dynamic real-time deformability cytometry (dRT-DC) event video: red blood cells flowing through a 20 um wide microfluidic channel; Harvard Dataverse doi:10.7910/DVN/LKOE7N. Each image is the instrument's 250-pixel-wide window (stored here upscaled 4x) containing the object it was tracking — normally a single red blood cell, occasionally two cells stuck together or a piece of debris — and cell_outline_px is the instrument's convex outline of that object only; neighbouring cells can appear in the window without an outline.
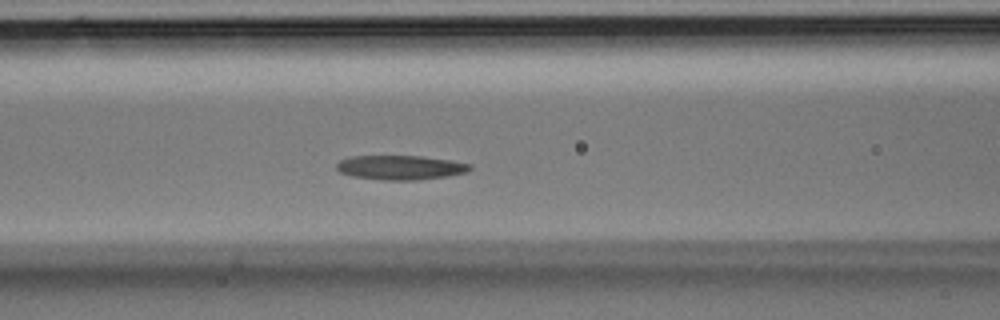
{"species": "Egyptian fruit bat (a non-hibernating species)", "species_latin": "Rousettus aegyptiacus", "temperature_condition": "room temperature", "stored_images_in_passage": 33, "camera_frame_rate_fps": 3000, "um_per_image_px": 0.085, "animal": {"sex": "male"}, "frame": {"image": 1, "passage_image": 10, "time_ms": 3.0, "image_size_px": [1000, 320], "cell_outline_px": [[472, 168], [468, 172], [448, 176], [416, 180], [384, 180], [352, 176], [340, 172], [336, 168], [336, 164], [340, 160], [352, 156], [424, 156], [452, 160], [472, 164]], "centroid_in_image_um": [34.08, 14.23], "position_along_channel_um": 132.5, "area_um2": 19.07}}
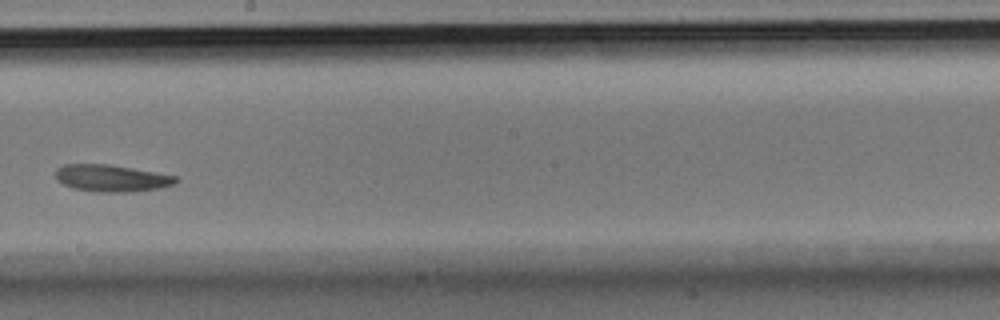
{"frame": {"image": 2, "passage_image": 16, "time_ms": 5.0, "image_size_px": [1000, 320], "cell_outline_px": [[180, 180], [172, 184], [160, 188], [128, 192], [96, 192], [72, 188], [56, 180], [56, 168], [64, 164], [112, 164], [176, 176]], "centroid_in_image_um": [9.45, 15.14], "position_along_channel_um": 238.7, "area_um2": 18.96}}
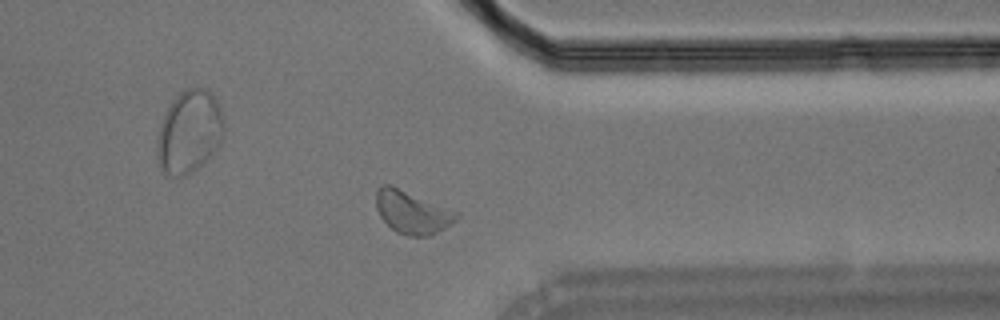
{"frame": {"image": 3, "passage_image": 24, "time_ms": 7.667, "image_size_px": [1000, 320], "cell_outline_px": [[460, 216], [456, 220], [432, 236], [408, 236], [396, 232], [380, 216], [376, 208], [376, 192], [380, 184], [392, 184], [460, 212]], "centroid_in_image_um": [35.05, 18.01], "position_along_channel_um": 376.4, "area_um2": 20.4}}